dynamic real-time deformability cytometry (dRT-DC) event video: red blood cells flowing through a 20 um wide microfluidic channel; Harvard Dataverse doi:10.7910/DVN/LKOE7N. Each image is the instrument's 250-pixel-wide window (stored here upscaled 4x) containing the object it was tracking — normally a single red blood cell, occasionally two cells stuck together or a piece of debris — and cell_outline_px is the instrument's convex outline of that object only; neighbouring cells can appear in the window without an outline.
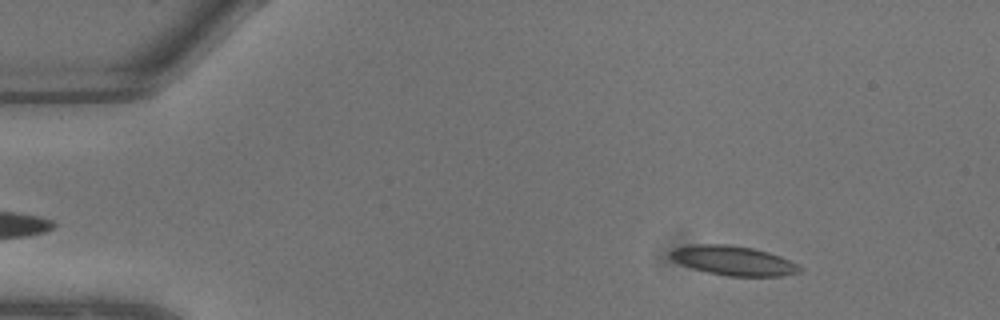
{"species": "common noctule bat (a hibernating species)", "species_latin": "Nyctalus noctula", "temperature_condition": "warm", "stored_images_in_passage": 8, "camera_frame_rate_fps": 3000, "um_per_image_px": 0.085, "animal": {"sex": "male", "body_mass_g": 13.3}, "frame": {"image": 1, "passage_image": 3, "time_ms": 0.667, "image_size_px": [1000, 320], "cell_outline_px": [[804, 268], [800, 272], [780, 276], [728, 276], [708, 272], [692, 268], [680, 264], [668, 256], [668, 252], [676, 248], [692, 244], [728, 244], [752, 248], [768, 252], [780, 256]], "centroid_in_image_um": [62.32, 22.15], "position_along_channel_um": 22.7, "area_um2": 22.14}}
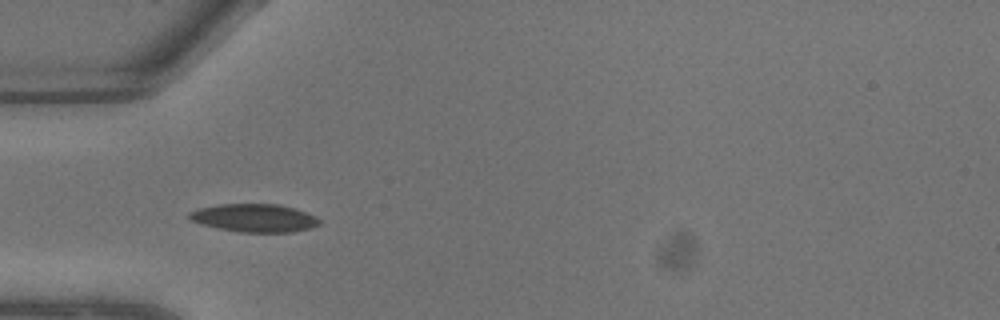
{"frame": {"image": 2, "passage_image": 7, "time_ms": 2.0, "image_size_px": [1000, 320], "cell_outline_px": [[320, 224], [312, 228], [292, 232], [240, 232], [220, 228], [204, 224], [192, 220], [188, 216], [188, 212], [200, 208], [216, 204], [276, 204], [296, 208], [316, 216], [320, 220]], "centroid_in_image_um": [21.67, 18.52], "position_along_channel_um": 63.3, "area_um2": 21.21}}